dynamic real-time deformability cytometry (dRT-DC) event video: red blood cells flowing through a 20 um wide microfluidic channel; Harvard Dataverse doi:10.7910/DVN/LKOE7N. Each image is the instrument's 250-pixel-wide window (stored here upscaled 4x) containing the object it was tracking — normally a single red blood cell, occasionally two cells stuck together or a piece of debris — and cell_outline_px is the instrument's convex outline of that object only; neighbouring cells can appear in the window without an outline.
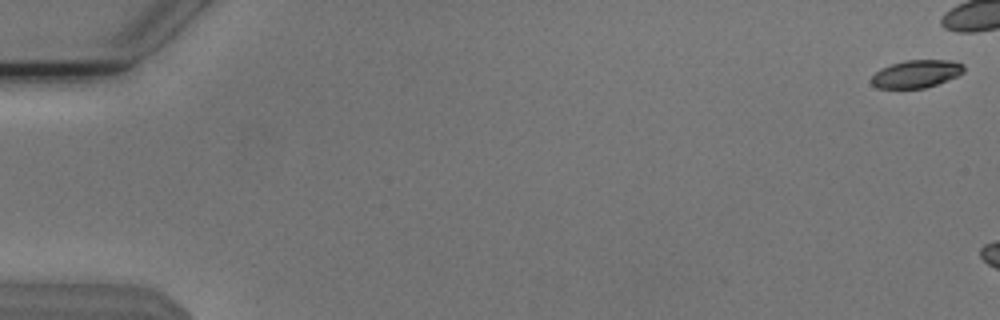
{"species": "Egyptian fruit bat (a non-hibernating species)", "species_latin": "Rousettus aegyptiacus", "temperature_condition": "cold", "stored_images_in_passage": 7, "camera_frame_rate_fps": 3000, "um_per_image_px": 0.085, "animal": {"sex": "male"}, "frame": {"image": 1, "passage_image": 1, "time_ms": 0.0, "image_size_px": [1000, 320], "cell_outline_px": [[964, 72], [956, 76], [936, 84], [924, 88], [876, 88], [872, 84], [872, 76], [880, 68], [904, 60], [952, 60], [964, 64]], "centroid_in_image_um": [77.89, 6.27], "position_along_channel_um": 7.1, "area_um2": 14.85}}